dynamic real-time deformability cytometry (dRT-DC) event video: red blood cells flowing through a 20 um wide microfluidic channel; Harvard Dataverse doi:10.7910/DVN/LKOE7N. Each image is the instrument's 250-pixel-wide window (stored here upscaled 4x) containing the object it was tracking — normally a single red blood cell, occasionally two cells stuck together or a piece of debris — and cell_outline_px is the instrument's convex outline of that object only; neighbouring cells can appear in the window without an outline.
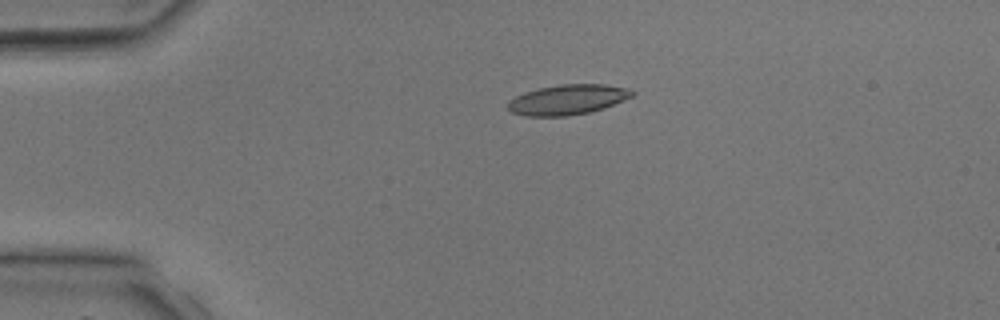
{"species": "common noctule bat (a hibernating species)", "species_latin": "Nyctalus noctula", "temperature_condition": "room temperature", "stored_images_in_passage": 2, "camera_frame_rate_fps": 3000, "um_per_image_px": 0.085, "animal": {"sex": "male", "body_mass_g": 17.9, "forearm_length_mm": 54.2}, "frame": {"image": 1, "passage_image": 2, "time_ms": 1.333, "image_size_px": [1000, 320], "cell_outline_px": [[636, 92], [632, 96], [624, 100], [604, 108], [588, 112], [568, 116], [528, 116], [512, 112], [508, 108], [508, 104], [516, 96], [524, 92], [540, 88], [560, 84], [604, 84], [628, 88]], "centroid_in_image_um": [48.29, 8.46], "position_along_channel_um": 36.7, "area_um2": 21.62}}